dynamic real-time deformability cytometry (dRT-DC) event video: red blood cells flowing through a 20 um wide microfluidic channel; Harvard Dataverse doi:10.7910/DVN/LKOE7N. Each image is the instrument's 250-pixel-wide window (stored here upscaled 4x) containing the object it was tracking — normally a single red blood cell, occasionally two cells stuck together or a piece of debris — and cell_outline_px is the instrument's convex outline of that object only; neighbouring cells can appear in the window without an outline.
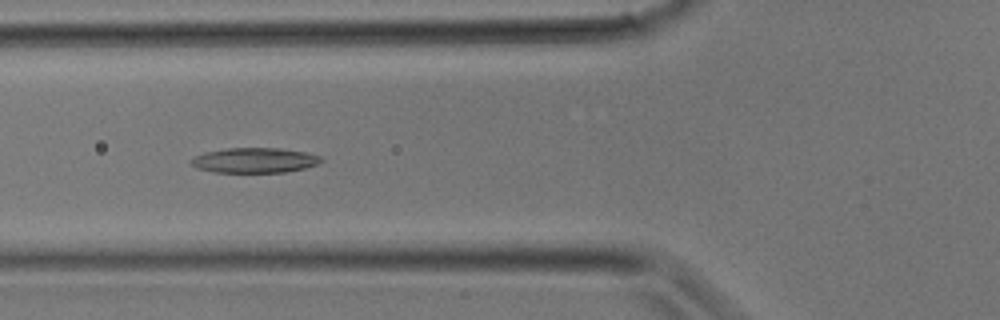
{"species": "common noctule bat (a hibernating species)", "species_latin": "Nyctalus noctula", "temperature_condition": "room temperature", "stored_images_in_passage": 28, "camera_frame_rate_fps": 3000, "um_per_image_px": 0.085, "animal": {"sex": "male", "body_mass_g": 17.9}, "frame": {"image": 1, "passage_image": 9, "time_ms": 2.667, "image_size_px": [1000, 320], "cell_outline_px": [[320, 160], [312, 164], [300, 168], [280, 172], [220, 172], [200, 168], [192, 160], [200, 156], [212, 152], [232, 148], [268, 148], [300, 152], [316, 156]], "centroid_in_image_um": [21.62, 13.63], "position_along_channel_um": 104.2, "area_um2": 17.22}}
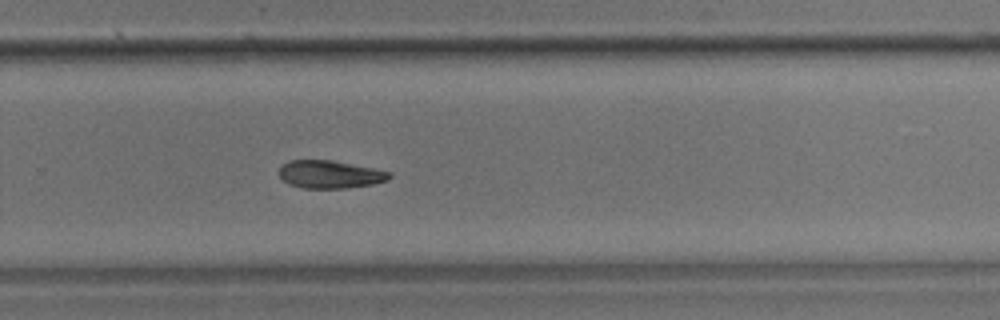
{"frame": {"image": 2, "passage_image": 18, "time_ms": 5.667, "image_size_px": [1000, 320], "cell_outline_px": [[388, 176], [384, 180], [368, 184], [340, 188], [308, 188], [292, 184], [284, 180], [280, 176], [280, 168], [284, 164], [292, 160], [328, 160], [388, 172]], "centroid_in_image_um": [27.94, 14.81], "position_along_channel_um": 301.9, "area_um2": 16.7}}
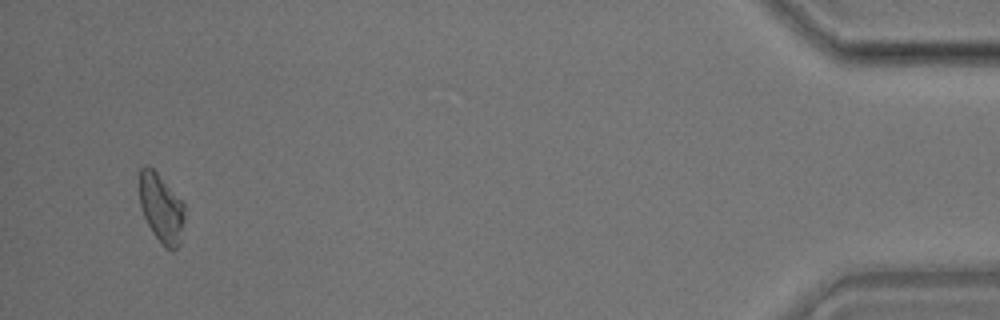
{"frame": {"image": 3, "passage_image": 27, "time_ms": 8.667, "image_size_px": [1000, 320], "cell_outline_px": [[184, 204], [176, 248], [168, 248], [156, 236], [148, 224], [144, 216], [140, 200], [140, 172], [144, 168], [152, 168]], "centroid_in_image_um": [13.65, 17.64], "position_along_channel_um": 421.5, "area_um2": 16.42}}